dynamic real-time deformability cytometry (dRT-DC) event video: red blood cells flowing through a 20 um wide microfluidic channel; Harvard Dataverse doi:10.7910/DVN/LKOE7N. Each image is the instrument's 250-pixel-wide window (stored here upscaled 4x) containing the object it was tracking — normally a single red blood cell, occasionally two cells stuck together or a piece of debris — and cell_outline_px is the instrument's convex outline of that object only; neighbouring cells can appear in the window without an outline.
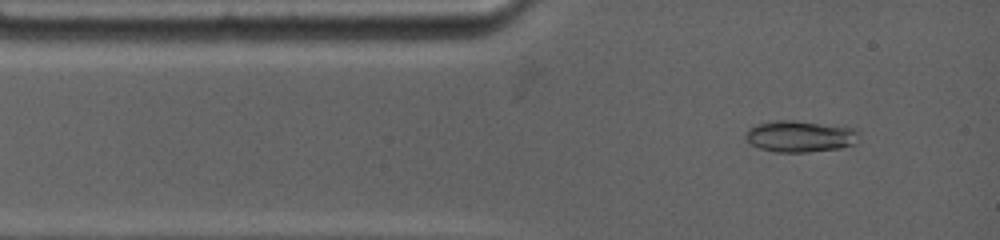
{"species": "common noctule bat (a hibernating species)", "species_latin": "Nyctalus noctula", "temperature_condition": "warm", "stored_images_in_passage": 66, "camera_frame_rate_fps": 4500, "um_per_image_px": 0.085, "animal": {"sex": "female", "body_mass_g": 19.0, "forearm_length_mm": 53.3}, "frame": {"image": 1, "passage_image": 3, "time_ms": 0.667, "image_size_px": [1000, 240], "cell_outline_px": [[860, 132], [856, 144], [840, 148], [808, 152], [776, 152], [760, 148], [752, 144], [744, 136], [748, 128], [756, 124], [776, 120], [796, 120], [856, 128]], "centroid_in_image_um": [68.04, 11.58], "position_along_channel_um": 17.0, "area_um2": 20.98}}
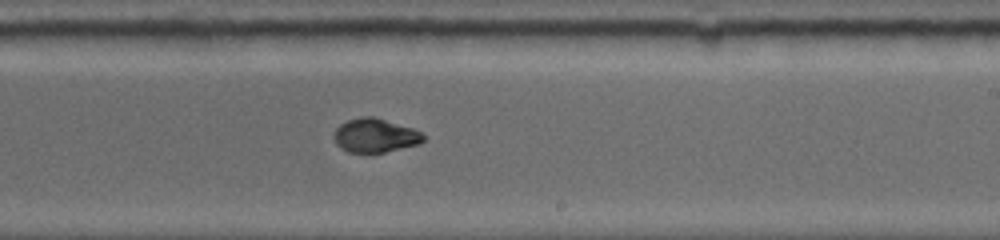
{"frame": {"image": 2, "passage_image": 30, "time_ms": 7.556, "image_size_px": [1000, 240], "cell_outline_px": [[424, 140], [420, 144], [368, 156], [348, 152], [340, 148], [336, 144], [332, 136], [336, 128], [340, 124], [348, 120], [360, 116], [372, 116], [412, 128], [424, 132]], "centroid_in_image_um": [31.86, 11.56], "position_along_channel_um": 257.1, "area_um2": 18.32}}
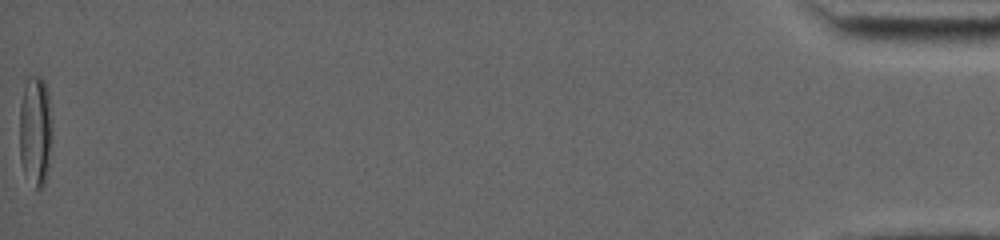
{"frame": {"image": 3, "passage_image": 66, "time_ms": 16.889, "image_size_px": [1000, 240], "cell_outline_px": [[52, 136], [48, 168], [44, 184], [40, 188], [36, 188], [24, 172], [20, 160], [20, 104], [24, 84], [28, 76], [40, 76], [44, 80], [48, 92]], "centroid_in_image_um": [3.0, 11.07], "position_along_channel_um": 432.2, "area_um2": 21.04}, "authors_computed_cell_mechanics": {"area_um2": 18.3804, "velocity_mm_per_s": 3.785, "shape_relaxation_time_tau1_ms": null, "shape_relaxation_time_tau2_ms": 1.1487, "deformation_change_tau1": null, "deformation_change_tau2": 0.0356}}